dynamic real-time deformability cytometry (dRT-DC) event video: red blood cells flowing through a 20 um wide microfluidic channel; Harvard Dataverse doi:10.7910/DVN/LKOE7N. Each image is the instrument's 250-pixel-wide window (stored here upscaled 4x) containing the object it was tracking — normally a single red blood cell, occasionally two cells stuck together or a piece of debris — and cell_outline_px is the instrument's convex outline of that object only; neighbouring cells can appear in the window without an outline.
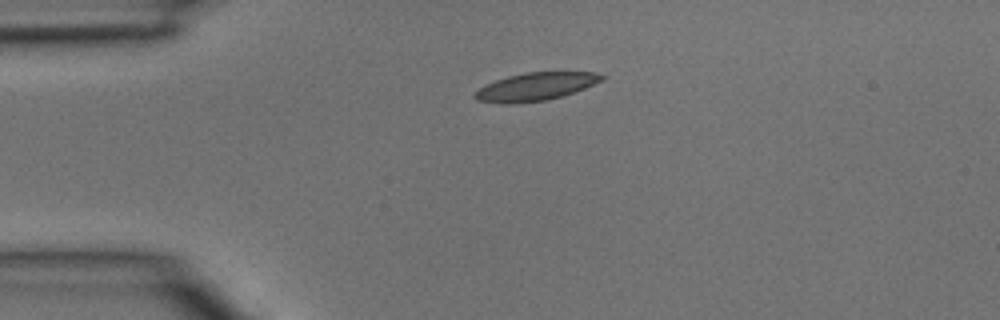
{"species": "common noctule bat (a hibernating species)", "species_latin": "Nyctalus noctula", "temperature_condition": "room temperature", "stored_images_in_passage": 2, "camera_frame_rate_fps": 3000, "um_per_image_px": 0.085, "animal": {"sex": "male", "body_mass_g": 15.6}, "frame": {"image": 1, "passage_image": 1, "time_ms": 0.0, "image_size_px": [1000, 320], "cell_outline_px": [[608, 76], [604, 80], [584, 88], [560, 96], [544, 100], [512, 104], [504, 104], [476, 100], [472, 96], [480, 88], [496, 80], [508, 76], [524, 72], [592, 72]], "centroid_in_image_um": [45.53, 7.36], "position_along_channel_um": 39.5, "area_um2": 20.46}}
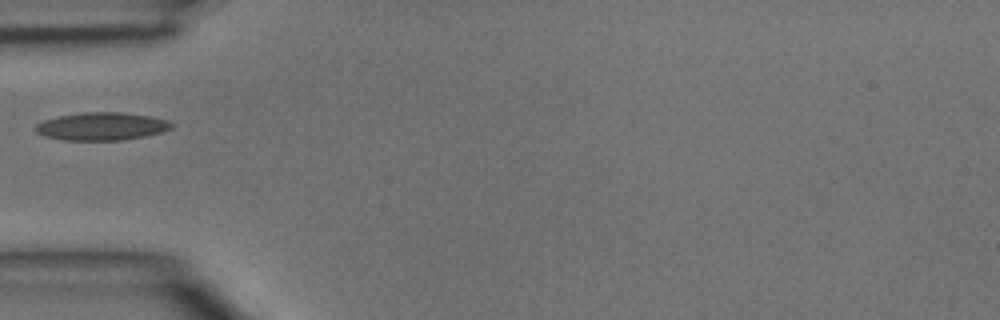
{"frame": {"image": 2, "passage_image": 2, "time_ms": 0.333, "image_size_px": [1000, 320], "cell_outline_px": [[172, 128], [160, 132], [144, 136], [120, 140], [64, 140], [44, 136], [36, 132], [36, 124], [44, 120], [60, 116], [84, 112], [120, 112], [152, 116], [168, 120], [172, 124]], "centroid_in_image_um": [8.64, 10.73], "position_along_channel_um": 76.4, "area_um2": 21.91}}